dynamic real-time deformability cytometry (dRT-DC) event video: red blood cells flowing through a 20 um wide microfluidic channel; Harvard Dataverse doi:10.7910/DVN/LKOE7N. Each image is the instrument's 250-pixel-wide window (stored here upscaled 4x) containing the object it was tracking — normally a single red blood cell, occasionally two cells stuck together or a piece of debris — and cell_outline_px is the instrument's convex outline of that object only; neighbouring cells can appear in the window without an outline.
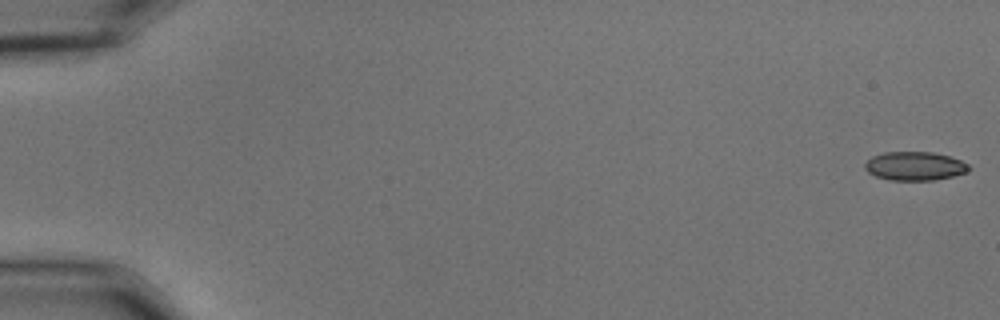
{"species": "common noctule bat (a hibernating species)", "species_latin": "Nyctalus noctula", "temperature_condition": "cold", "stored_images_in_passage": 52, "camera_frame_rate_fps": 3000, "um_per_image_px": 0.085, "animal": {"sex": "male", "body_mass_g": 15.6}, "frame": {"image": 1, "passage_image": 1, "time_ms": 0.0, "image_size_px": [1000, 320], "cell_outline_px": [[972, 168], [968, 172], [952, 176], [932, 180], [888, 180], [876, 176], [868, 172], [864, 168], [864, 164], [872, 156], [884, 152], [932, 152], [948, 156], [960, 160], [968, 164]], "centroid_in_image_um": [77.75, 14.11], "position_along_channel_um": 7.2, "area_um2": 17.4}}
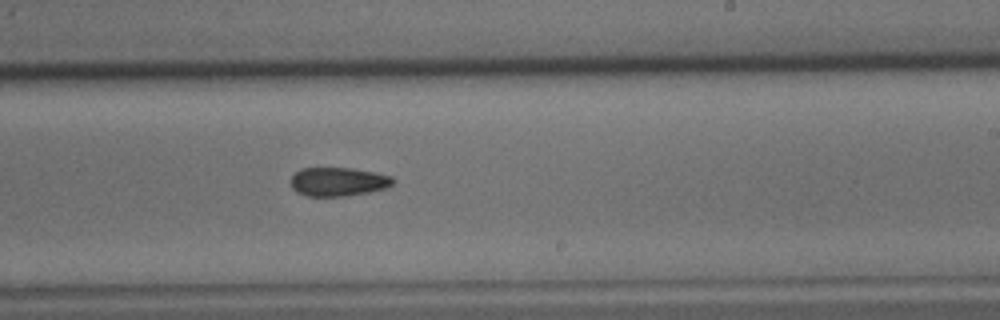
{"frame": {"image": 2, "passage_image": 35, "time_ms": 11.333, "image_size_px": [1000, 320], "cell_outline_px": [[396, 180], [388, 188], [368, 192], [344, 196], [308, 196], [296, 192], [292, 188], [292, 176], [300, 168], [352, 168], [392, 176]], "centroid_in_image_um": [28.76, 15.45], "position_along_channel_um": 260.2, "area_um2": 17.11}}
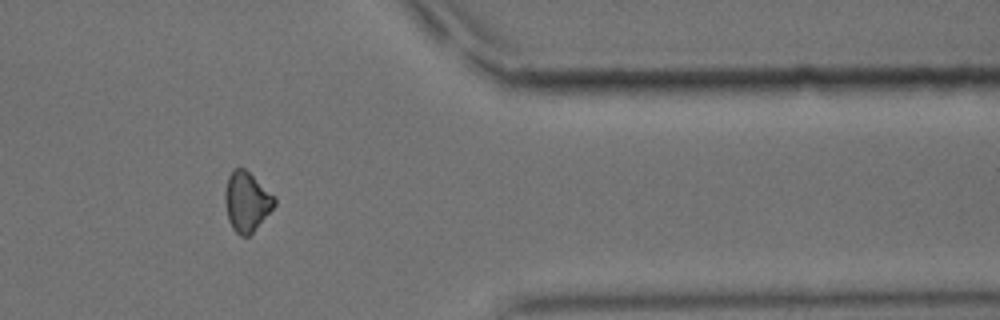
{"frame": {"image": 3, "passage_image": 47, "time_ms": 15.333, "image_size_px": [1000, 320], "cell_outline_px": [[276, 204], [252, 232], [248, 236], [240, 236], [232, 228], [228, 220], [224, 204], [224, 192], [228, 176], [232, 168], [244, 168], [276, 196]], "centroid_in_image_um": [20.94, 17.12], "position_along_channel_um": 390.5, "area_um2": 17.28}}